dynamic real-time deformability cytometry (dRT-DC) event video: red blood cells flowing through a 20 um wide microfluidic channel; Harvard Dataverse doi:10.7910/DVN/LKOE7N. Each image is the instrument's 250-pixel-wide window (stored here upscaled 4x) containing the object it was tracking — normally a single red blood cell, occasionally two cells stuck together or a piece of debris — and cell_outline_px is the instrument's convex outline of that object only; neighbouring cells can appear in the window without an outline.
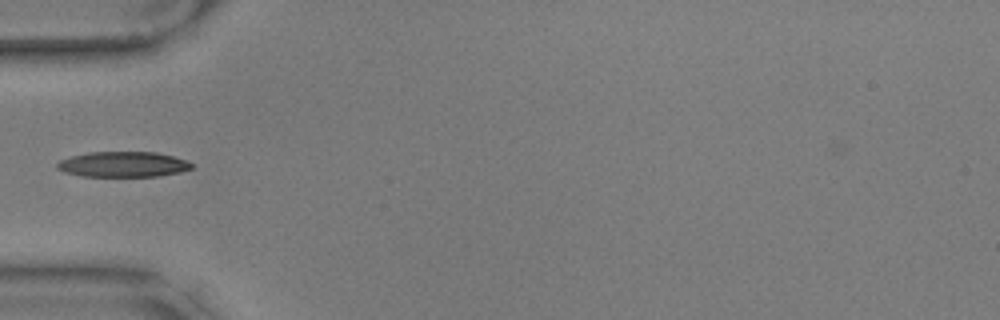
{"species": "common noctule bat (a hibernating species)", "species_latin": "Nyctalus noctula", "temperature_condition": "warm", "stored_images_in_passage": 34, "camera_frame_rate_fps": 3000, "um_per_image_px": 0.085, "animal": {"sex": "male", "body_mass_g": 17.9, "forearm_length_mm": 54.2}, "frame": {"image": 1, "passage_image": 1, "time_ms": 0.0, "image_size_px": [1000, 320], "cell_outline_px": [[192, 168], [180, 172], [160, 176], [84, 176], [64, 172], [56, 168], [56, 164], [60, 160], [72, 156], [88, 152], [156, 152], [172, 156], [184, 160], [192, 164]], "centroid_in_image_um": [10.44, 13.97], "position_along_channel_um": 74.6, "area_um2": 19.77}}
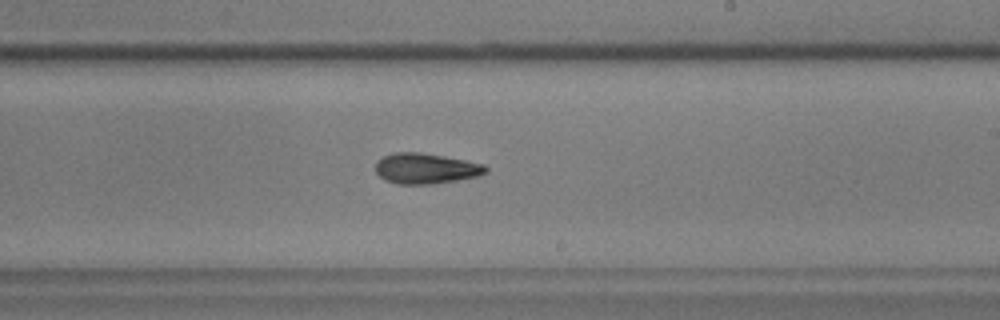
{"frame": {"image": 2, "passage_image": 16, "time_ms": 5.0, "image_size_px": [1000, 320], "cell_outline_px": [[488, 172], [476, 176], [456, 180], [432, 184], [396, 184], [384, 180], [376, 172], [376, 160], [392, 152], [420, 152], [444, 156], [484, 164], [488, 168]], "centroid_in_image_um": [36.16, 14.32], "position_along_channel_um": 252.8, "area_um2": 19.65}}
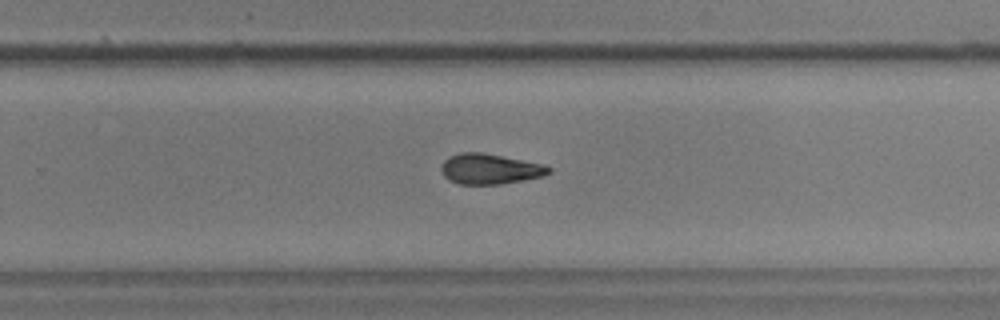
{"frame": {"image": 3, "passage_image": 19, "time_ms": 6.0, "image_size_px": [1000, 320], "cell_outline_px": [[552, 172], [544, 176], [524, 180], [500, 184], [460, 184], [448, 180], [444, 176], [440, 168], [444, 160], [448, 156], [460, 152], [480, 152], [544, 164], [552, 168]], "centroid_in_image_um": [41.64, 14.36], "position_along_channel_um": 288.2, "area_um2": 19.13}}